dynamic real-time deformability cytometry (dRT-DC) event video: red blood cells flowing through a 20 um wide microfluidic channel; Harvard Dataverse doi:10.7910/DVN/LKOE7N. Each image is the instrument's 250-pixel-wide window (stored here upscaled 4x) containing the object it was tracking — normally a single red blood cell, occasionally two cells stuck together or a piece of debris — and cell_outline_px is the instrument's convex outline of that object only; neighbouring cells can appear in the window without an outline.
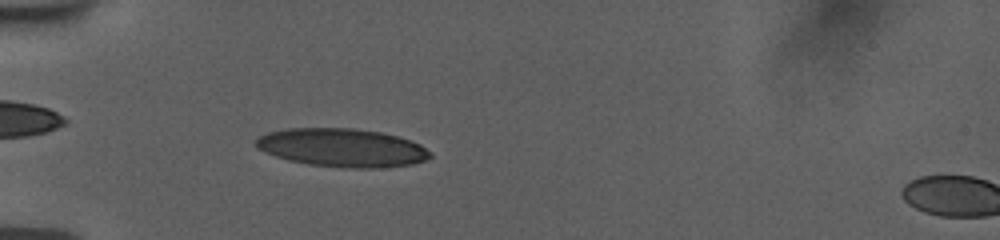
{"species": "human", "species_latin": "Homo sapiens", "temperature_condition": "room temperature", "stored_images_in_passage": 49, "camera_frame_rate_fps": 3000, "um_per_image_px": 0.085, "donor": {"sex": "female"}, "frame": {"image": 1, "passage_image": 12, "time_ms": 3.667, "image_size_px": [1000, 240], "cell_outline_px": [[432, 156], [424, 160], [412, 164], [384, 168], [348, 168], [308, 164], [288, 160], [264, 152], [256, 144], [256, 140], [260, 136], [268, 132], [288, 128], [352, 128], [380, 132], [396, 136], [420, 144], [432, 152]], "centroid_in_image_um": [29.1, 12.56], "position_along_channel_um": 55.9, "area_um2": 38.84}}
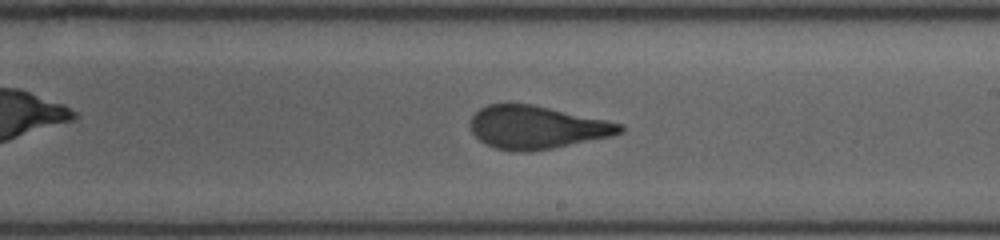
{"frame": {"image": 2, "passage_image": 28, "time_ms": 9.0, "image_size_px": [1000, 240], "cell_outline_px": [[624, 132], [612, 136], [552, 148], [528, 152], [516, 152], [496, 148], [484, 144], [472, 132], [468, 124], [472, 116], [480, 108], [488, 104], [532, 104], [624, 124]], "centroid_in_image_um": [45.6, 10.83], "position_along_channel_um": 243.4, "area_um2": 37.45}}
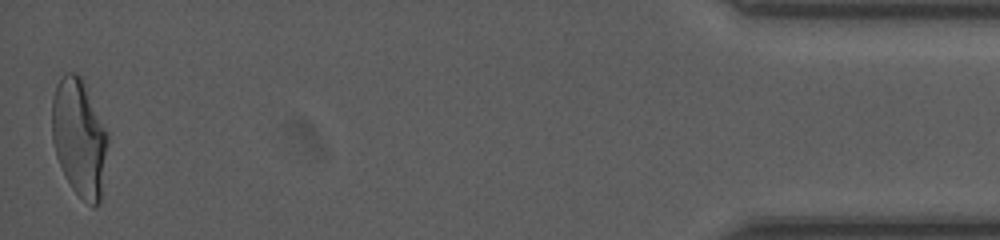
{"frame": {"image": 3, "passage_image": 49, "time_ms": 16.0, "image_size_px": [1000, 240], "cell_outline_px": [[108, 140], [100, 204], [96, 208], [92, 208], [72, 188], [64, 176], [56, 156], [52, 140], [52, 100], [56, 84], [64, 72], [76, 72], [80, 76], [108, 136]], "centroid_in_image_um": [6.71, 11.75], "position_along_channel_um": 428.5, "area_um2": 37.92}, "authors_computed_cell_mechanics": {"area_um2": 37.859, "velocity_mm_per_s": 3.7723, "shape_relaxation_time_tau1_ms": 7.7468, "shape_relaxation_time_tau2_ms": 0.8107, "deformation_change_tau1": 0.258, "deformation_change_tau2": 0.0789}}